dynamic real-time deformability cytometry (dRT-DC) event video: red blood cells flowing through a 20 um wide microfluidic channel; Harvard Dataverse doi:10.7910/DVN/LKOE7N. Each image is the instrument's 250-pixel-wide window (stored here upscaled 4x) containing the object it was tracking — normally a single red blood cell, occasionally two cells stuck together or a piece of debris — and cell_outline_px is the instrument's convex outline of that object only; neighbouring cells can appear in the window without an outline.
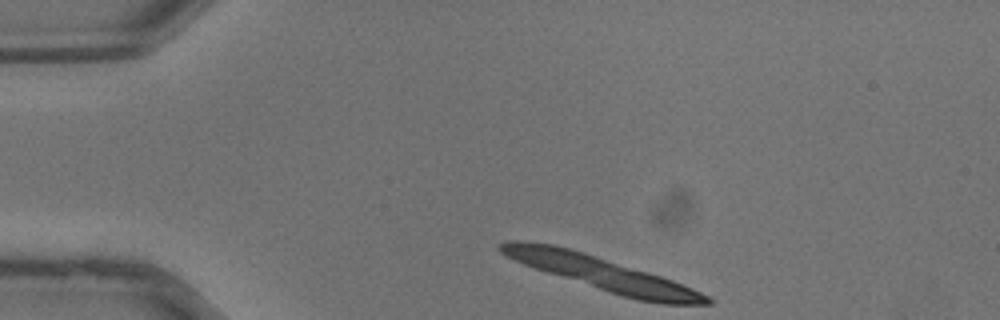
{"species": "common noctule bat (a hibernating species)", "species_latin": "Nyctalus noctula", "temperature_condition": "warm", "stored_images_in_passage": 25, "segment_of_instrument_passage": [1, 2], "camera_frame_rate_fps": 3000, "um_per_image_px": 0.085, "animal": {"sex": "male", "body_mass_g": 13.3}, "frame": {"image": 1, "passage_image": 1, "time_ms": 0.0, "image_size_px": [1000, 320], "cell_outline_px": [[712, 304], [660, 304], [636, 300], [548, 272], [524, 264], [500, 252], [496, 248], [500, 244], [508, 240], [520, 240], [552, 244], [584, 252], [648, 272], [672, 280], [692, 288], [708, 296], [712, 300]], "centroid_in_image_um": [51.18, 23.23], "position_along_channel_um": 33.8, "area_um2": 39.25}}